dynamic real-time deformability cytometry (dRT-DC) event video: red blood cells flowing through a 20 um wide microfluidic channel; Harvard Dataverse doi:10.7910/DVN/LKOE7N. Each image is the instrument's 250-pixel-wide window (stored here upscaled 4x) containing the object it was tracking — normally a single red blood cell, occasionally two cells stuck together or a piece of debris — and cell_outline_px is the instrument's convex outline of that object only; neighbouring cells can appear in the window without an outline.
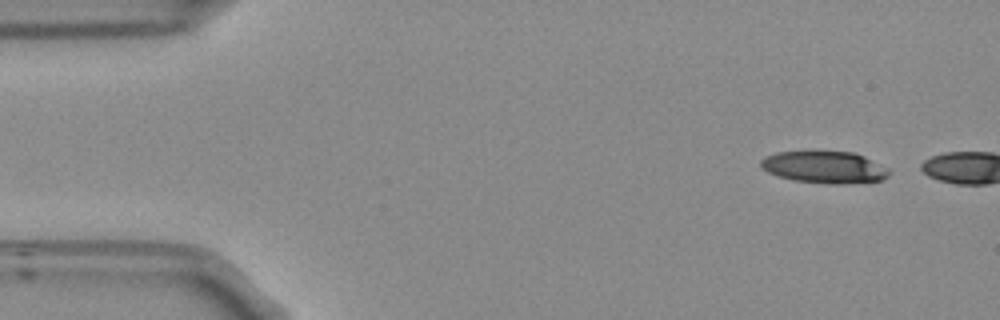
{"species": "Egyptian fruit bat (a non-hibernating species)", "species_latin": "Rousettus aegyptiacus", "temperature_condition": "room temperature", "stored_images_in_passage": 3, "camera_frame_rate_fps": 3000, "um_per_image_px": 0.085, "frame": {"image": 1, "passage_image": 1, "time_ms": 0.0, "image_size_px": [1000, 320], "cell_outline_px": [[888, 176], [880, 180], [836, 184], [828, 184], [796, 180], [776, 176], [768, 172], [760, 164], [760, 160], [764, 156], [776, 152], [852, 152], [864, 156], [888, 168]], "centroid_in_image_um": [70.04, 14.21], "position_along_channel_um": 15.0, "area_um2": 23.52}}